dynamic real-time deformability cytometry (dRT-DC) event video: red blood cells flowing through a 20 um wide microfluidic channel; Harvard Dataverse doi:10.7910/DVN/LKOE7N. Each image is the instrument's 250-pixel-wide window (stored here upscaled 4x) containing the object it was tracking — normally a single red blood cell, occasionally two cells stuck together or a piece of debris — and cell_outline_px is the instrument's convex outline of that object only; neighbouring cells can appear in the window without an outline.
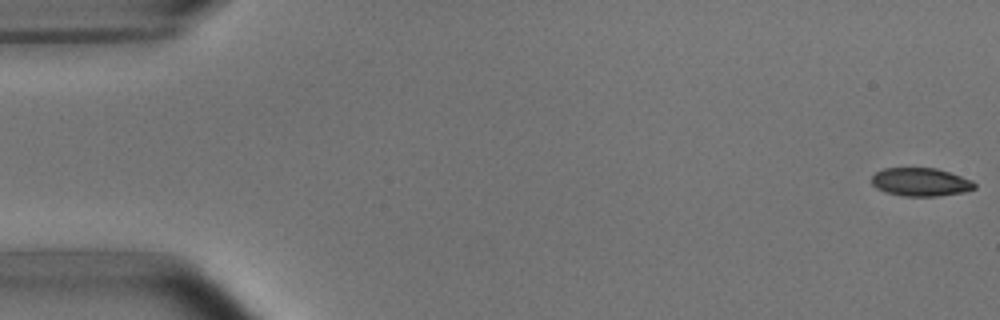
{"species": "common noctule bat (a hibernating species)", "species_latin": "Nyctalus noctula", "temperature_condition": "room temperature", "stored_images_in_passage": 5, "camera_frame_rate_fps": 3000, "um_per_image_px": 0.085, "animal": {"sex": "male", "body_mass_g": 15.6}, "frame": {"image": 1, "passage_image": 1, "time_ms": 0.0, "image_size_px": [1000, 320], "cell_outline_px": [[976, 188], [964, 192], [936, 196], [904, 196], [884, 192], [876, 188], [872, 184], [872, 176], [876, 172], [884, 168], [936, 168], [972, 180], [976, 184]], "centroid_in_image_um": [78.24, 15.47], "position_along_channel_um": 6.8, "area_um2": 16.94}}
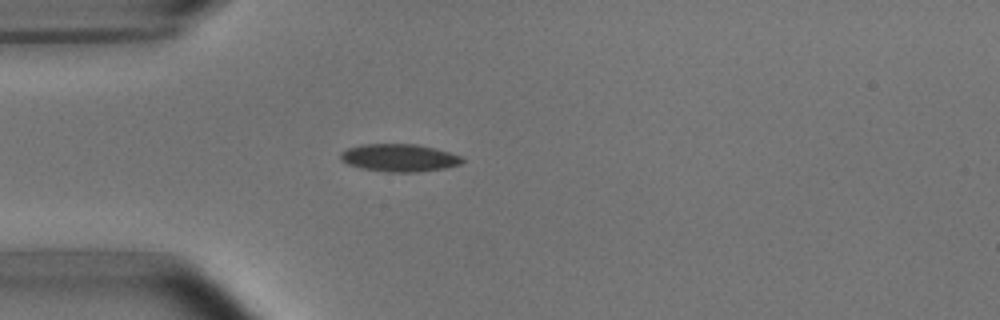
{"frame": {"image": 2, "passage_image": 5, "time_ms": 4.667, "image_size_px": [1000, 320], "cell_outline_px": [[464, 160], [460, 164], [444, 168], [416, 172], [388, 172], [360, 168], [348, 164], [340, 160], [340, 152], [348, 148], [360, 144], [416, 144], [448, 152], [460, 156]], "centroid_in_image_um": [33.88, 13.41], "position_along_channel_um": 51.1, "area_um2": 19.48}}